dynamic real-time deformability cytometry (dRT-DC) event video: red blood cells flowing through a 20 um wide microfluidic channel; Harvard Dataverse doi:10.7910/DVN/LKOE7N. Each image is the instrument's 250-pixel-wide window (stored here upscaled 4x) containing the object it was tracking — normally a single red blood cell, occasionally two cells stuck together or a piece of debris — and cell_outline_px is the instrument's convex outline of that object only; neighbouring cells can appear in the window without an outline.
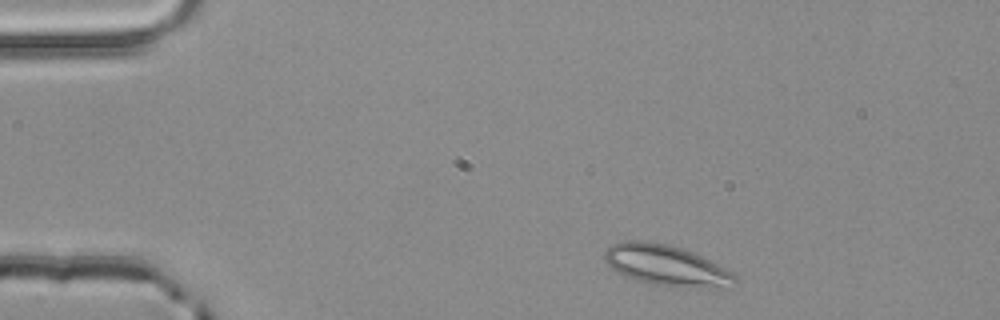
{"species": "common noctule bat (a hibernating species)", "species_latin": "Nyctalus noctula", "temperature_condition": "room temperature", "stored_images_in_passage": 3, "camera_frame_rate_fps": 3000, "um_per_image_px": 0.085, "animal": {"sex": "male", "body_mass_g": 20.4}, "frame": {"image": 1, "passage_image": 3, "time_ms": 0.667, "image_size_px": [1000, 320], "cell_outline_px": [[740, 284], [712, 288], [688, 288], [648, 284], [616, 272], [604, 260], [604, 252], [612, 244], [620, 240], [644, 240], [668, 244], [684, 248], [732, 272], [740, 280]], "centroid_in_image_um": [56.64, 22.57], "position_along_channel_um": 28.4, "area_um2": 31.33}}